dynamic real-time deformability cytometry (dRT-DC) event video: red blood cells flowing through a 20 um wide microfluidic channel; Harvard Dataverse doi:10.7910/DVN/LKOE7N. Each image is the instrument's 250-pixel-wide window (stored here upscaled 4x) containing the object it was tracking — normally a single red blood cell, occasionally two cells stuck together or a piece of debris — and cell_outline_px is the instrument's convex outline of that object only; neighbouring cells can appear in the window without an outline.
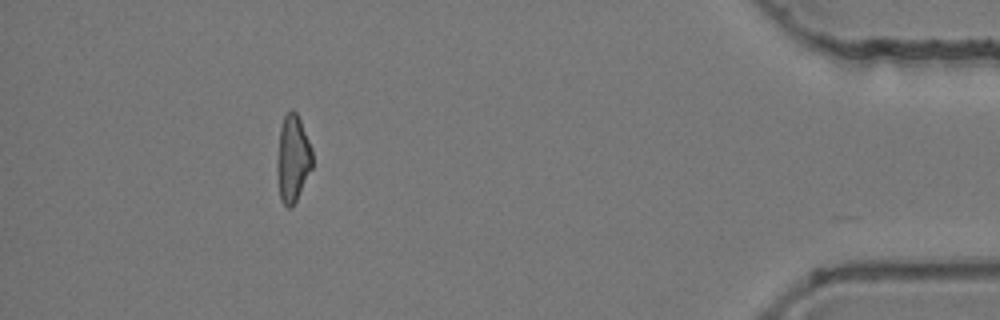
{"species": "common noctule bat (a hibernating species)", "species_latin": "Nyctalus noctula", "temperature_condition": "room temperature", "stored_images_in_passage": 42, "camera_frame_rate_fps": 3000, "um_per_image_px": 0.085, "animal": {"sex": "female", "body_mass_g": 24.6, "forearm_length_mm": 56.2}, "frame": {"image": 1, "passage_image": 42, "time_ms": 13.667, "image_size_px": [1000, 320], "cell_outline_px": [[312, 168], [292, 208], [288, 208], [280, 200], [276, 172], [276, 160], [280, 128], [284, 116], [292, 108], [296, 112], [300, 120], [312, 148]], "centroid_in_image_um": [24.86, 13.49], "position_along_channel_um": 410.3, "area_um2": 18.03}}